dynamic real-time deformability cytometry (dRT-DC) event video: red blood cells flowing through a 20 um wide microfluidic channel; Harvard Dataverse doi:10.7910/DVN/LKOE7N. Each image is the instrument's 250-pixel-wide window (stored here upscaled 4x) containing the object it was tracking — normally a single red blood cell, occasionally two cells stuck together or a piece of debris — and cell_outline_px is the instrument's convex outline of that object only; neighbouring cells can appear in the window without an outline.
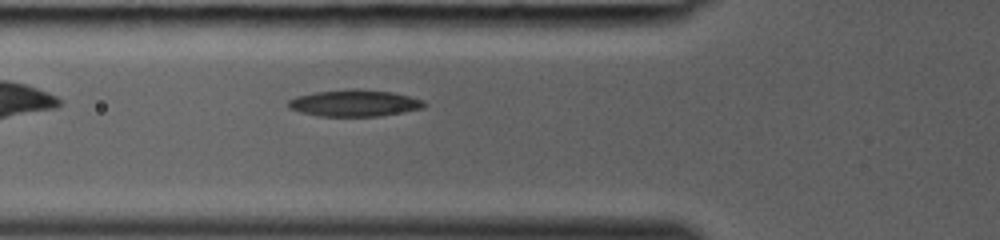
{"species": "common noctule bat (a hibernating species)", "species_latin": "Nyctalus noctula", "temperature_condition": "room temperature", "stored_images_in_passage": 2, "camera_frame_rate_fps": 3000, "um_per_image_px": 0.085, "animal": {"sex": "female", "body_mass_g": 19.0, "forearm_length_mm": 53.3}, "frame": {"image": 1, "passage_image": 2, "time_ms": 0.333, "image_size_px": [1000, 240], "cell_outline_px": [[428, 104], [424, 108], [404, 112], [380, 116], [320, 116], [300, 112], [288, 108], [288, 100], [296, 96], [316, 92], [352, 88], [392, 92], [424, 100]], "centroid_in_image_um": [30.15, 8.76], "position_along_channel_um": 95.7, "area_um2": 21.21}}